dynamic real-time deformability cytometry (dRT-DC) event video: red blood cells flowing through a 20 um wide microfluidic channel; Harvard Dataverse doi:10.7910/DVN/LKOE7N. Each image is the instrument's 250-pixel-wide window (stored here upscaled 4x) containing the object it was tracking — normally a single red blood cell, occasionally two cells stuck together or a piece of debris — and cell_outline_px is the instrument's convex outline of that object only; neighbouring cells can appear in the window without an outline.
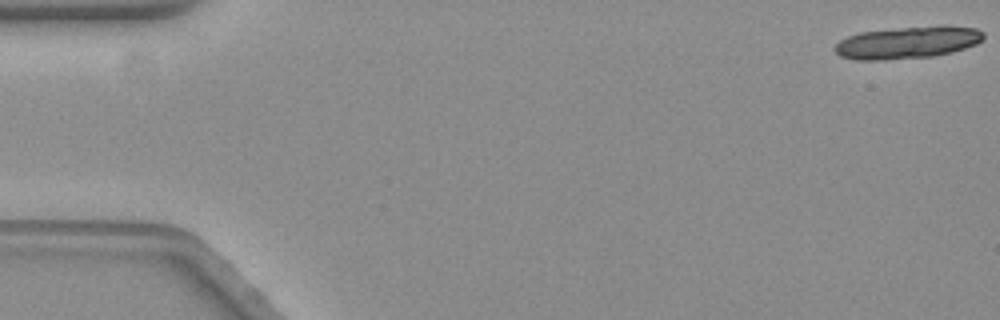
{"species": "common noctule bat (a hibernating species)", "species_latin": "Nyctalus noctula", "temperature_condition": "warm", "stored_images_in_passage": 20, "camera_frame_rate_fps": 3000, "um_per_image_px": 0.085, "animal": {"sex": "female", "body_mass_g": 19.3, "forearm_length_mm": 54.1}, "frame": {"image": 1, "passage_image": 1, "time_ms": 0.0, "image_size_px": [1000, 320], "cell_outline_px": [[984, 40], [976, 44], [964, 48], [932, 56], [880, 60], [856, 60], [840, 56], [836, 52], [836, 44], [840, 40], [848, 36], [860, 32], [940, 24], [944, 24], [976, 28], [984, 32]], "centroid_in_image_um": [77.19, 3.59], "position_along_channel_um": 7.8, "area_um2": 27.92}}